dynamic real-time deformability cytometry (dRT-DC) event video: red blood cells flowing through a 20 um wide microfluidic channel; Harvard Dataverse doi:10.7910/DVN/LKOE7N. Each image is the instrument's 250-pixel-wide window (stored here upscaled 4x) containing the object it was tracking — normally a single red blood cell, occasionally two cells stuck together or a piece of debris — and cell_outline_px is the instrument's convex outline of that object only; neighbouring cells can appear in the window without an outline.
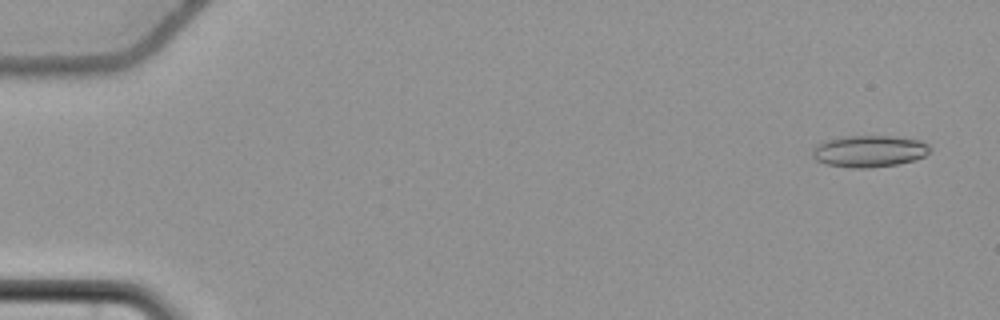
{"species": "common noctule bat (a hibernating species)", "species_latin": "Nyctalus noctula", "temperature_condition": "cold", "stored_images_in_passage": 58, "camera_frame_rate_fps": 3000, "um_per_image_px": 0.085, "animal": {"sex": "female", "body_mass_g": 22.7, "forearm_length_mm": 54.2}, "frame": {"image": 1, "passage_image": 3, "time_ms": 0.667, "image_size_px": [1000, 320], "cell_outline_px": [[932, 148], [924, 156], [912, 160], [896, 164], [868, 168], [852, 168], [824, 164], [816, 160], [812, 156], [812, 148], [816, 144], [824, 140], [844, 136], [892, 136], [920, 140], [928, 144]], "centroid_in_image_um": [73.83, 12.84], "position_along_channel_um": 11.2, "area_um2": 21.85}}
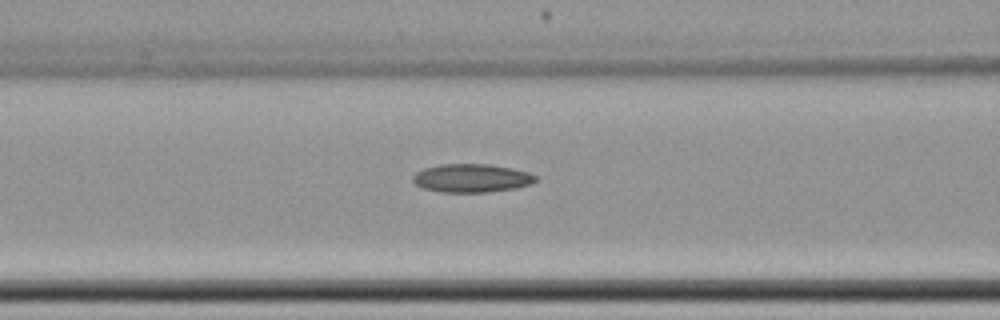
{"frame": {"image": 2, "passage_image": 25, "time_ms": 8.0, "image_size_px": [1000, 320], "cell_outline_px": [[536, 180], [532, 184], [516, 188], [484, 192], [440, 192], [424, 188], [416, 184], [412, 180], [412, 176], [416, 172], [424, 168], [440, 164], [488, 164], [512, 168], [528, 172], [536, 176]], "centroid_in_image_um": [40.08, 15.13], "position_along_channel_um": 126.5, "area_um2": 20.29}}
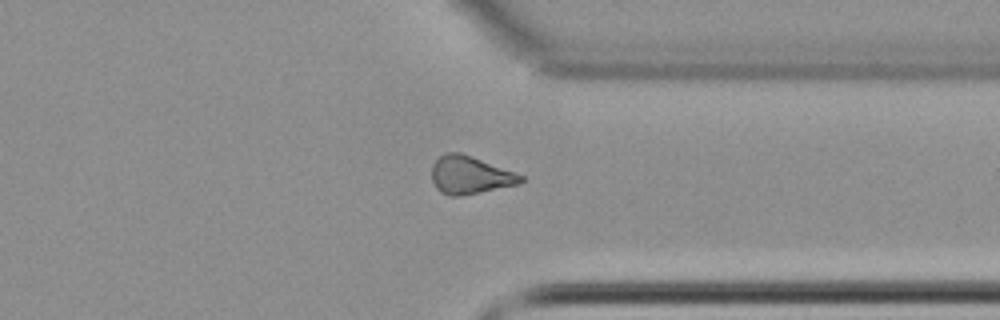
{"frame": {"image": 3, "passage_image": 45, "time_ms": 14.667, "image_size_px": [1000, 320], "cell_outline_px": [[524, 180], [520, 184], [460, 196], [448, 196], [440, 192], [436, 188], [432, 180], [432, 164], [444, 152], [460, 152], [472, 156], [524, 176]], "centroid_in_image_um": [39.93, 14.88], "position_along_channel_um": 371.5, "area_um2": 19.65}, "authors_computed_cell_mechanics": {"area_um2": 20.2011, "velocity_mm_per_s": 3.6798, "shape_relaxation_time_tau1_ms": null, "shape_relaxation_time_tau2_ms": 10.419, "deformation_change_tau1": null, "deformation_change_tau2": 0.1782}}